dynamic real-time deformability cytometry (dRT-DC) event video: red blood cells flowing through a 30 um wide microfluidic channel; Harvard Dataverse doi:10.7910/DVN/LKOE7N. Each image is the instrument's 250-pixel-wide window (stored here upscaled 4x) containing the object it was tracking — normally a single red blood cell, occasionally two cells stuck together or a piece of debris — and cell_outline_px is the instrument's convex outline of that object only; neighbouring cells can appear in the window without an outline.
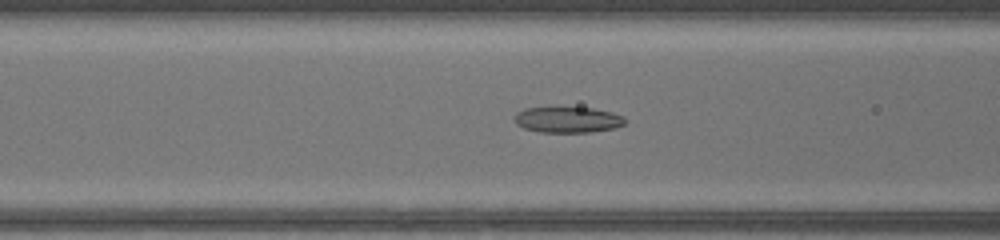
{"species": "common noctule bat (a hibernating species)", "species_latin": "Nyctalus noctula", "temperature_condition": "warm", "stored_images_in_passage": 49, "camera_frame_rate_fps": 3000, "um_per_image_px": 0.085, "animal": {"sex": "female", "body_mass_g": 17.0, "forearm_length_mm": 48.0}, "frame": {"image": 1, "passage_image": 21, "time_ms": 6.667, "image_size_px": [1000, 240], "cell_outline_px": [[628, 120], [624, 124], [616, 128], [588, 132], [540, 132], [524, 128], [516, 124], [512, 120], [516, 112], [524, 108], [592, 108], [612, 112], [624, 116]], "centroid_in_image_um": [48.26, 10.18], "position_along_channel_um": 118.3, "area_um2": 16.76}}
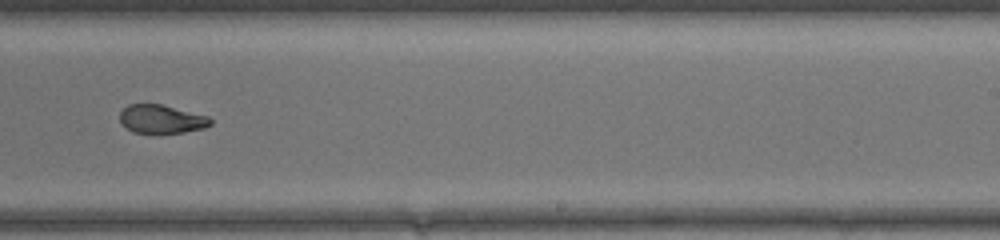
{"frame": {"image": 2, "passage_image": 32, "time_ms": 10.333, "image_size_px": [1000, 240], "cell_outline_px": [[212, 124], [204, 128], [184, 132], [160, 136], [152, 136], [132, 132], [120, 124], [120, 112], [128, 104], [160, 104], [208, 116], [212, 120]], "centroid_in_image_um": [13.69, 10.18], "position_along_channel_um": 275.3, "area_um2": 15.78}}
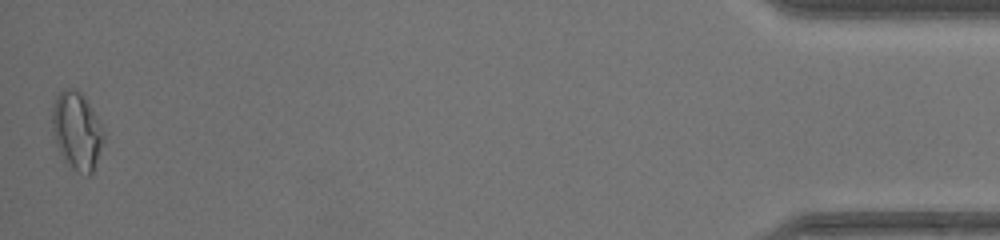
{"frame": {"image": 3, "passage_image": 49, "time_ms": 16.0, "image_size_px": [1000, 240], "cell_outline_px": [[104, 140], [92, 172], [88, 176], [68, 168], [56, 144], [52, 132], [52, 108], [56, 96], [64, 88], [76, 88], [84, 96], [92, 108], [104, 132]], "centroid_in_image_um": [6.51, 11.12], "position_along_channel_um": 428.7, "area_um2": 23.41}, "authors_computed_cell_mechanics": {"area_um2": 17.918, "velocity_mm_per_s": 4.2927, "shape_relaxation_time_tau1_ms": null, "shape_relaxation_time_tau2_ms": 0.8881, "deformation_change_tau1": null, "deformation_change_tau2": 0.0677}}